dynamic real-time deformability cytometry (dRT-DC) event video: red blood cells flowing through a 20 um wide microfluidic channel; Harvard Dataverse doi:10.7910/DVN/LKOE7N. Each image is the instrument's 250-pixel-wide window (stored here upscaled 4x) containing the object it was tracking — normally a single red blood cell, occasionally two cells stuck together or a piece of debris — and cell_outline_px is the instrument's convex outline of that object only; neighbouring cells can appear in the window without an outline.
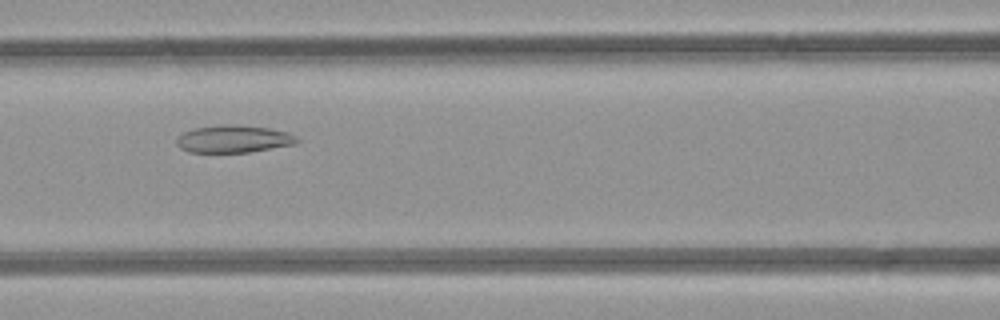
{"species": "common noctule bat (a hibernating species)", "species_latin": "Nyctalus noctula", "temperature_condition": "room temperature", "stored_images_in_passage": 5, "camera_frame_rate_fps": 3000, "um_per_image_px": 0.085, "animal": {"sex": "female", "body_mass_g": 21.9}, "frame": {"image": 1, "passage_image": 4, "time_ms": 3.333, "image_size_px": [1000, 320], "cell_outline_px": [[300, 140], [296, 144], [248, 152], [188, 152], [180, 148], [176, 144], [176, 140], [184, 132], [196, 128], [220, 124], [236, 124], [268, 128], [288, 132], [296, 136]], "centroid_in_image_um": [19.87, 11.81], "position_along_channel_um": 146.7, "area_um2": 19.25}}